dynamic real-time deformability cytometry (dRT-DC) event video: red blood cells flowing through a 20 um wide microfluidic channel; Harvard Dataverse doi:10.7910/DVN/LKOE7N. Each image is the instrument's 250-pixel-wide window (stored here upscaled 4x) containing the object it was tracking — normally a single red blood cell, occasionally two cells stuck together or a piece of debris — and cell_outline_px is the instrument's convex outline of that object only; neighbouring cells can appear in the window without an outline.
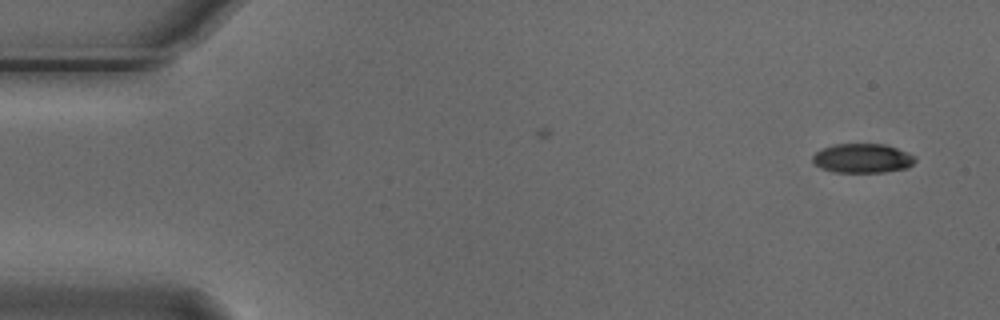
{"species": "Egyptian fruit bat (a non-hibernating species)", "species_latin": "Rousettus aegyptiacus", "temperature_condition": "cold", "stored_images_in_passage": 6, "camera_frame_rate_fps": 3000, "um_per_image_px": 0.085, "animal": {"sex": "male"}, "frame": {"image": 1, "passage_image": 1, "time_ms": 0.0, "image_size_px": [1000, 320], "cell_outline_px": [[916, 160], [908, 168], [884, 172], [832, 172], [820, 168], [812, 160], [812, 156], [816, 152], [824, 148], [836, 144], [884, 144], [908, 152], [916, 156]], "centroid_in_image_um": [73.33, 13.46], "position_along_channel_um": 11.7, "area_um2": 17.51}}
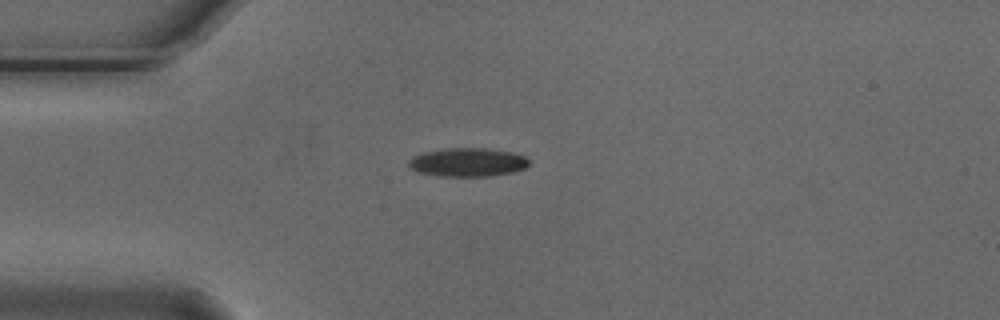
{"frame": {"image": 2, "passage_image": 4, "time_ms": 1.0, "image_size_px": [1000, 320], "cell_outline_px": [[528, 164], [524, 168], [512, 172], [488, 176], [440, 176], [420, 172], [408, 168], [408, 160], [412, 156], [424, 152], [444, 148], [488, 148], [512, 152], [524, 156], [528, 160]], "centroid_in_image_um": [39.71, 13.78], "position_along_channel_um": 45.3, "area_um2": 20.06}}
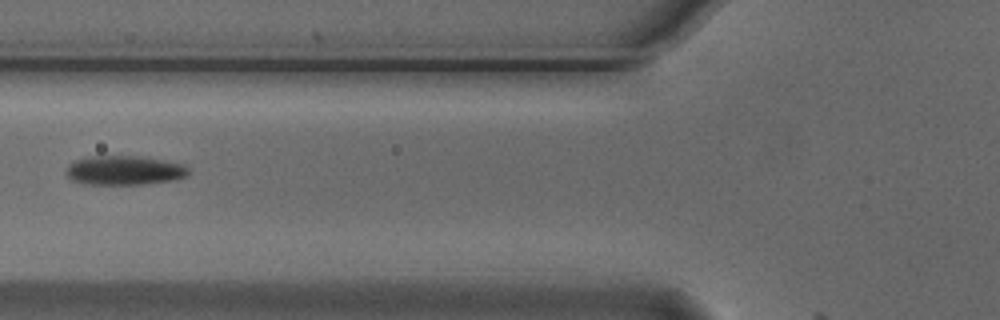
{"frame": {"image": 3, "passage_image": 6, "time_ms": 1.667, "image_size_px": [1000, 320], "cell_outline_px": [[192, 172], [188, 176], [176, 180], [140, 184], [84, 184], [72, 180], [64, 172], [68, 164], [76, 160], [92, 156], [140, 156], [164, 160], [184, 164]], "centroid_in_image_um": [10.6, 14.48], "position_along_channel_um": 115.2, "area_um2": 21.1}}